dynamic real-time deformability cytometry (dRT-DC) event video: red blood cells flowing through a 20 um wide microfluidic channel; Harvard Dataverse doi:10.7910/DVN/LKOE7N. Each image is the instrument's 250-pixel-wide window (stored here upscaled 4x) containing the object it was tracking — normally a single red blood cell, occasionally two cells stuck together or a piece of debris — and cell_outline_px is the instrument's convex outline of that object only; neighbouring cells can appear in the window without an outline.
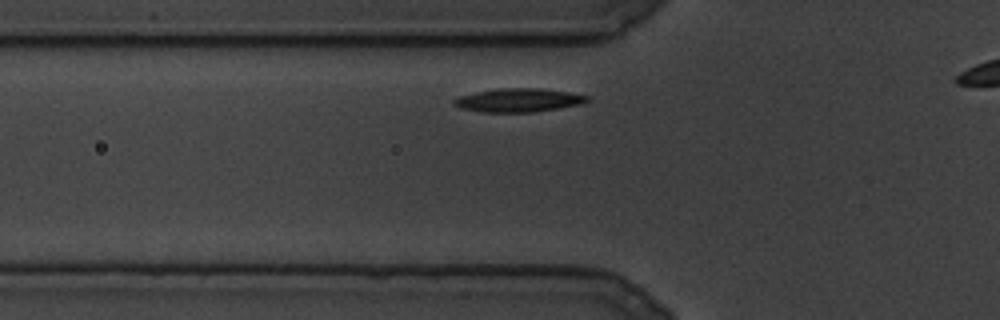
{"species": "common noctule bat (a hibernating species)", "species_latin": "Nyctalus noctula", "temperature_condition": "cold", "stored_images_in_passage": 60, "camera_frame_rate_fps": 3000, "um_per_image_px": 0.085, "animal": {"sex": "male", "body_mass_g": 19.5, "forearm_length_mm": 54.6}, "frame": {"image": 1, "passage_image": 2, "time_ms": 0.333, "image_size_px": [1000, 320], "cell_outline_px": [[592, 100], [580, 104], [532, 112], [484, 112], [460, 108], [452, 104], [452, 100], [460, 96], [476, 92], [496, 88], [540, 88], [568, 92], [592, 96]], "centroid_in_image_um": [44.09, 8.51], "position_along_channel_um": 81.7, "area_um2": 18.32}}
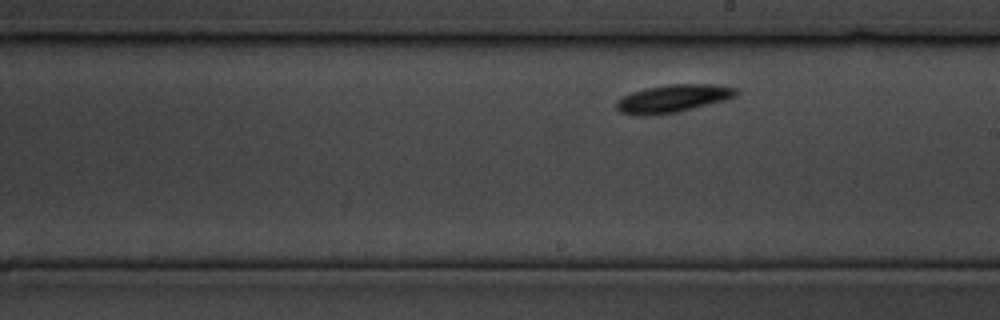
{"frame": {"image": 2, "passage_image": 30, "time_ms": 9.667, "image_size_px": [1000, 320], "cell_outline_px": [[736, 96], [724, 100], [676, 112], [648, 116], [632, 116], [620, 112], [616, 108], [616, 100], [632, 92], [644, 88], [668, 84], [712, 84], [736, 88]], "centroid_in_image_um": [57.12, 8.38], "position_along_channel_um": 231.9, "area_um2": 19.36}}
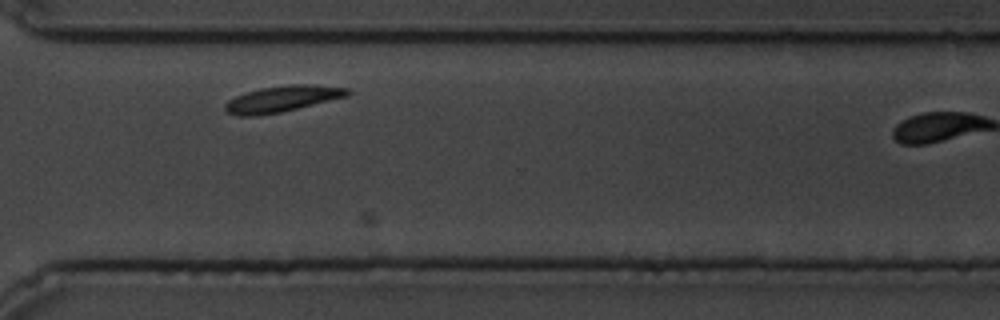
{"frame": {"image": 3, "passage_image": 51, "time_ms": 16.667, "image_size_px": [1000, 320], "cell_outline_px": [[352, 92], [348, 96], [280, 112], [256, 116], [236, 116], [228, 112], [224, 108], [224, 104], [228, 100], [236, 96], [260, 88], [292, 84], [308, 84], [348, 88]], "centroid_in_image_um": [23.98, 8.4], "position_along_channel_um": 346.6, "area_um2": 18.5}}